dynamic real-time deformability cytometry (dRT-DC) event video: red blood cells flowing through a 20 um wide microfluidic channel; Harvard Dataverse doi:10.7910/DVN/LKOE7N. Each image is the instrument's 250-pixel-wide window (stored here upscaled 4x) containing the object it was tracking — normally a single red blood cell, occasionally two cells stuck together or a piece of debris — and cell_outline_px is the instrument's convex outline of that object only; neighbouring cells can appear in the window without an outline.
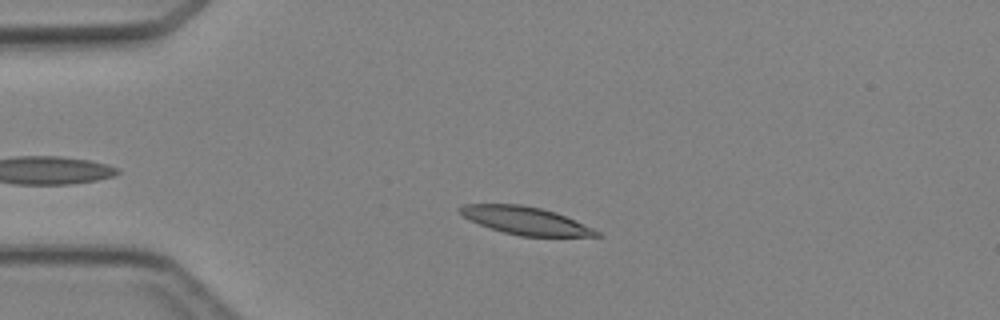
{"species": "Egyptian fruit bat (a non-hibernating species)", "species_latin": "Rousettus aegyptiacus", "temperature_condition": "cold", "stored_images_in_passage": 2, "camera_frame_rate_fps": 3000, "um_per_image_px": 0.085, "animal": {"sex": "female"}, "frame": {"image": 1, "passage_image": 2, "time_ms": 1.333, "image_size_px": [1000, 320], "cell_outline_px": [[604, 236], [520, 236], [504, 232], [468, 220], [456, 208], [464, 204], [520, 204], [540, 208], [556, 212], [592, 228], [600, 232]], "centroid_in_image_um": [44.65, 18.74], "position_along_channel_um": 40.4, "area_um2": 21.85}}